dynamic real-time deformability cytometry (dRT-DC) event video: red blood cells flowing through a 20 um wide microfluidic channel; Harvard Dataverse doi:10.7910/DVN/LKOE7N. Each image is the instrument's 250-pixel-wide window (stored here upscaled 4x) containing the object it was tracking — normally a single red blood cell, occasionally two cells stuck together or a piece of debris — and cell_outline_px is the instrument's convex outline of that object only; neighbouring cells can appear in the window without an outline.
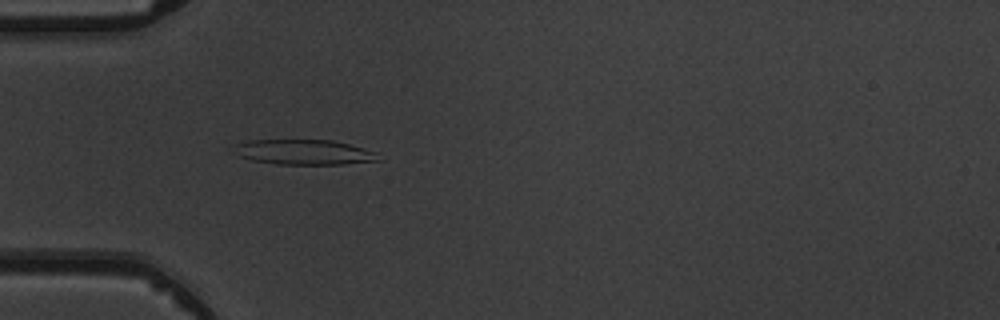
{"species": "common noctule bat (a hibernating species)", "species_latin": "Nyctalus noctula", "temperature_condition": "warm", "stored_images_in_passage": 5, "camera_frame_rate_fps": 3000, "um_per_image_px": 0.085, "animal": {"sex": "male", "body_mass_g": 19.5, "forearm_length_mm": 54.6}, "frame": {"image": 1, "passage_image": 5, "time_ms": 5.667, "image_size_px": [1000, 320], "cell_outline_px": [[384, 160], [344, 164], [276, 164], [252, 160], [236, 156], [232, 152], [232, 144], [248, 140], [332, 140], [348, 144], [376, 152]], "centroid_in_image_um": [25.77, 12.93], "position_along_channel_um": 59.2, "area_um2": 21.44}}